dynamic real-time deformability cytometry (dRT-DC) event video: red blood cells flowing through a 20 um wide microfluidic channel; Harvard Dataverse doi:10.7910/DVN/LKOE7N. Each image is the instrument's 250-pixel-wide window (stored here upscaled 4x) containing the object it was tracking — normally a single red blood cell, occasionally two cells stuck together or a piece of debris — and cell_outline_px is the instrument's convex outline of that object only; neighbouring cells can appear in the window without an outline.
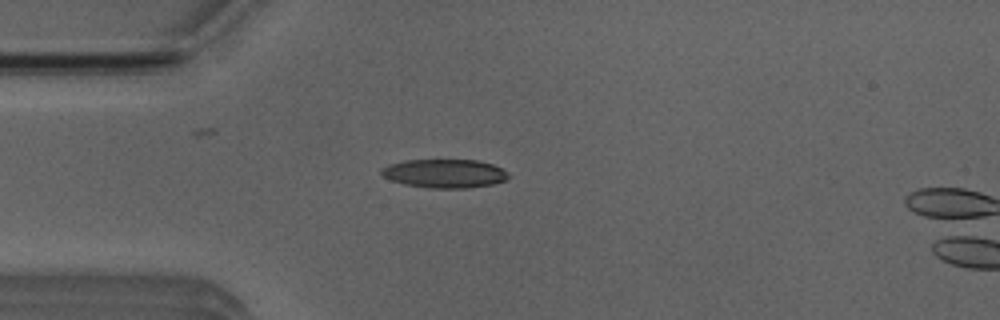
{"species": "Egyptian fruit bat (a non-hibernating species)", "species_latin": "Rousettus aegyptiacus", "temperature_condition": "room temperature", "stored_images_in_passage": 4, "camera_frame_rate_fps": 3000, "um_per_image_px": 0.085, "animal": {"sex": "male"}, "frame": {"image": 1, "passage_image": 3, "time_ms": 3.333, "image_size_px": [1000, 320], "cell_outline_px": [[508, 180], [492, 184], [468, 188], [428, 188], [404, 184], [392, 180], [384, 176], [380, 172], [380, 168], [388, 164], [408, 160], [476, 160], [492, 164], [508, 172]], "centroid_in_image_um": [37.79, 14.75], "position_along_channel_um": 47.2, "area_um2": 21.21}}